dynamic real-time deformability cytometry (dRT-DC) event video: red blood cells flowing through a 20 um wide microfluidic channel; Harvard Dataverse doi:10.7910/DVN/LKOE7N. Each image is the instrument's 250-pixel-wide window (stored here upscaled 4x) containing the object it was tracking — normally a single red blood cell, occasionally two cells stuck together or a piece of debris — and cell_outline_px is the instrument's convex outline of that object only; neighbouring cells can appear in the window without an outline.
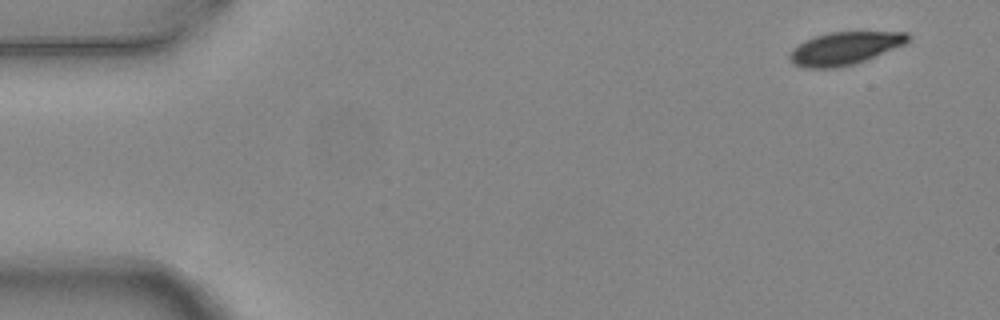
{"species": "common noctule bat (a hibernating species)", "species_latin": "Nyctalus noctula", "temperature_condition": "warm", "stored_images_in_passage": 7, "camera_frame_rate_fps": 3000, "um_per_image_px": 0.085, "animal": {"sex": "female", "body_mass_g": 24.6, "forearm_length_mm": 56.2}, "frame": {"image": 1, "passage_image": 1, "time_ms": 0.0, "image_size_px": [1000, 320], "cell_outline_px": [[912, 36], [904, 44], [856, 64], [832, 68], [804, 68], [796, 64], [788, 56], [792, 48], [804, 40], [828, 32], [908, 32]], "centroid_in_image_um": [71.79, 4.1], "position_along_channel_um": 13.2, "area_um2": 22.48}}
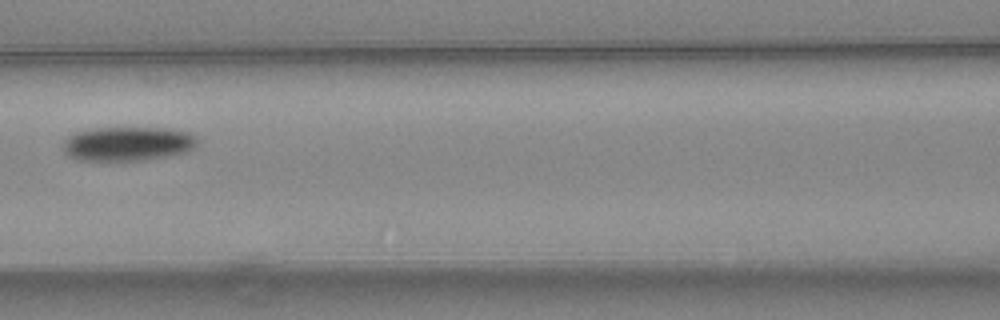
{"frame": {"image": 2, "passage_image": 6, "time_ms": 1.667, "image_size_px": [1000, 320], "cell_outline_px": [[196, 148], [188, 152], [168, 156], [144, 160], [80, 160], [64, 152], [64, 140], [76, 132], [96, 128], [168, 128], [188, 132], [196, 140]], "centroid_in_image_um": [10.89, 12.22], "position_along_channel_um": 155.7, "area_um2": 26.53}}
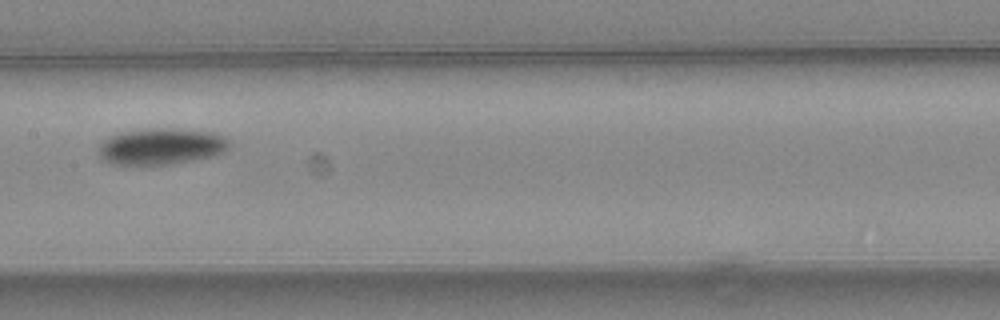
{"frame": {"image": 3, "passage_image": 7, "time_ms": 2.0, "image_size_px": [1000, 320], "cell_outline_px": [[228, 148], [220, 152], [208, 156], [192, 160], [168, 164], [112, 164], [104, 160], [100, 156], [100, 144], [104, 140], [120, 132], [144, 128], [176, 128], [216, 132], [224, 136], [228, 140]], "centroid_in_image_um": [13.69, 12.41], "position_along_channel_um": 193.7, "area_um2": 27.4}}